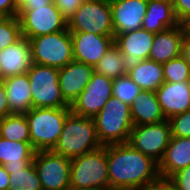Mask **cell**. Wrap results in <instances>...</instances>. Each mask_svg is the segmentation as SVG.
<instances>
[{"mask_svg":"<svg viewBox=\"0 0 190 190\" xmlns=\"http://www.w3.org/2000/svg\"><path fill=\"white\" fill-rule=\"evenodd\" d=\"M106 152L112 190H140L160 177L158 163L127 142L107 145Z\"/></svg>","mask_w":190,"mask_h":190,"instance_id":"6da1fadb","label":"cell"},{"mask_svg":"<svg viewBox=\"0 0 190 190\" xmlns=\"http://www.w3.org/2000/svg\"><path fill=\"white\" fill-rule=\"evenodd\" d=\"M102 147L93 118L68 114L54 153L74 158Z\"/></svg>","mask_w":190,"mask_h":190,"instance_id":"7a4b0ae2","label":"cell"},{"mask_svg":"<svg viewBox=\"0 0 190 190\" xmlns=\"http://www.w3.org/2000/svg\"><path fill=\"white\" fill-rule=\"evenodd\" d=\"M71 107L32 108L25 113L31 145L35 151H50L57 145Z\"/></svg>","mask_w":190,"mask_h":190,"instance_id":"3957f363","label":"cell"},{"mask_svg":"<svg viewBox=\"0 0 190 190\" xmlns=\"http://www.w3.org/2000/svg\"><path fill=\"white\" fill-rule=\"evenodd\" d=\"M93 119L102 146L128 142L134 126L130 105L111 96Z\"/></svg>","mask_w":190,"mask_h":190,"instance_id":"277c9868","label":"cell"},{"mask_svg":"<svg viewBox=\"0 0 190 190\" xmlns=\"http://www.w3.org/2000/svg\"><path fill=\"white\" fill-rule=\"evenodd\" d=\"M110 188L106 146L71 158L70 189Z\"/></svg>","mask_w":190,"mask_h":190,"instance_id":"5b68a950","label":"cell"},{"mask_svg":"<svg viewBox=\"0 0 190 190\" xmlns=\"http://www.w3.org/2000/svg\"><path fill=\"white\" fill-rule=\"evenodd\" d=\"M35 64L63 68L74 60L73 42L68 29L28 39Z\"/></svg>","mask_w":190,"mask_h":190,"instance_id":"8992f818","label":"cell"},{"mask_svg":"<svg viewBox=\"0 0 190 190\" xmlns=\"http://www.w3.org/2000/svg\"><path fill=\"white\" fill-rule=\"evenodd\" d=\"M69 32H88L115 37L109 0H84L67 20Z\"/></svg>","mask_w":190,"mask_h":190,"instance_id":"52a82bcc","label":"cell"},{"mask_svg":"<svg viewBox=\"0 0 190 190\" xmlns=\"http://www.w3.org/2000/svg\"><path fill=\"white\" fill-rule=\"evenodd\" d=\"M34 108L70 107L59 87V69L33 63L27 72Z\"/></svg>","mask_w":190,"mask_h":190,"instance_id":"ba28073f","label":"cell"},{"mask_svg":"<svg viewBox=\"0 0 190 190\" xmlns=\"http://www.w3.org/2000/svg\"><path fill=\"white\" fill-rule=\"evenodd\" d=\"M17 16L20 20L22 36L28 39L67 29V19L53 2L34 7L32 10H20Z\"/></svg>","mask_w":190,"mask_h":190,"instance_id":"9c48e42d","label":"cell"},{"mask_svg":"<svg viewBox=\"0 0 190 190\" xmlns=\"http://www.w3.org/2000/svg\"><path fill=\"white\" fill-rule=\"evenodd\" d=\"M171 137L170 123L166 119L155 124L133 126L127 143L159 164Z\"/></svg>","mask_w":190,"mask_h":190,"instance_id":"30bf717a","label":"cell"},{"mask_svg":"<svg viewBox=\"0 0 190 190\" xmlns=\"http://www.w3.org/2000/svg\"><path fill=\"white\" fill-rule=\"evenodd\" d=\"M33 163L43 190H70V158L52 150L36 151Z\"/></svg>","mask_w":190,"mask_h":190,"instance_id":"8fae6325","label":"cell"},{"mask_svg":"<svg viewBox=\"0 0 190 190\" xmlns=\"http://www.w3.org/2000/svg\"><path fill=\"white\" fill-rule=\"evenodd\" d=\"M112 83L113 79L94 72L85 89L70 106L71 111L94 118L112 96Z\"/></svg>","mask_w":190,"mask_h":190,"instance_id":"7c38bea8","label":"cell"},{"mask_svg":"<svg viewBox=\"0 0 190 190\" xmlns=\"http://www.w3.org/2000/svg\"><path fill=\"white\" fill-rule=\"evenodd\" d=\"M154 37V33L143 28L115 36L114 44L123 54V66L126 73L148 59Z\"/></svg>","mask_w":190,"mask_h":190,"instance_id":"4fadbf2b","label":"cell"},{"mask_svg":"<svg viewBox=\"0 0 190 190\" xmlns=\"http://www.w3.org/2000/svg\"><path fill=\"white\" fill-rule=\"evenodd\" d=\"M114 35L142 29L148 0H109Z\"/></svg>","mask_w":190,"mask_h":190,"instance_id":"5bb4252c","label":"cell"},{"mask_svg":"<svg viewBox=\"0 0 190 190\" xmlns=\"http://www.w3.org/2000/svg\"><path fill=\"white\" fill-rule=\"evenodd\" d=\"M73 42L74 60L95 66L114 44L111 36H102L88 32H70Z\"/></svg>","mask_w":190,"mask_h":190,"instance_id":"9a60e30c","label":"cell"},{"mask_svg":"<svg viewBox=\"0 0 190 190\" xmlns=\"http://www.w3.org/2000/svg\"><path fill=\"white\" fill-rule=\"evenodd\" d=\"M94 67L73 60L59 69V87L64 100L71 106L90 81Z\"/></svg>","mask_w":190,"mask_h":190,"instance_id":"2e32d148","label":"cell"},{"mask_svg":"<svg viewBox=\"0 0 190 190\" xmlns=\"http://www.w3.org/2000/svg\"><path fill=\"white\" fill-rule=\"evenodd\" d=\"M155 92L166 119L190 109V81L164 82Z\"/></svg>","mask_w":190,"mask_h":190,"instance_id":"e0dca14e","label":"cell"},{"mask_svg":"<svg viewBox=\"0 0 190 190\" xmlns=\"http://www.w3.org/2000/svg\"><path fill=\"white\" fill-rule=\"evenodd\" d=\"M0 65L3 70V80L10 76L27 73L33 65L28 38L22 36L15 43L2 49Z\"/></svg>","mask_w":190,"mask_h":190,"instance_id":"ac0fdd59","label":"cell"},{"mask_svg":"<svg viewBox=\"0 0 190 190\" xmlns=\"http://www.w3.org/2000/svg\"><path fill=\"white\" fill-rule=\"evenodd\" d=\"M185 30V26L179 24L176 27L156 33L148 59L164 64L181 56V44Z\"/></svg>","mask_w":190,"mask_h":190,"instance_id":"d6986e66","label":"cell"},{"mask_svg":"<svg viewBox=\"0 0 190 190\" xmlns=\"http://www.w3.org/2000/svg\"><path fill=\"white\" fill-rule=\"evenodd\" d=\"M11 114H25L32 108L31 85L28 74H19L3 80Z\"/></svg>","mask_w":190,"mask_h":190,"instance_id":"ffe728a7","label":"cell"},{"mask_svg":"<svg viewBox=\"0 0 190 190\" xmlns=\"http://www.w3.org/2000/svg\"><path fill=\"white\" fill-rule=\"evenodd\" d=\"M190 165V137H171L162 160L158 164L159 175L169 178Z\"/></svg>","mask_w":190,"mask_h":190,"instance_id":"44dd1931","label":"cell"},{"mask_svg":"<svg viewBox=\"0 0 190 190\" xmlns=\"http://www.w3.org/2000/svg\"><path fill=\"white\" fill-rule=\"evenodd\" d=\"M134 126L155 124L166 120L156 92L142 90L130 106Z\"/></svg>","mask_w":190,"mask_h":190,"instance_id":"7402d4cb","label":"cell"},{"mask_svg":"<svg viewBox=\"0 0 190 190\" xmlns=\"http://www.w3.org/2000/svg\"><path fill=\"white\" fill-rule=\"evenodd\" d=\"M178 25L172 0H148L147 12L142 21L143 29L156 34Z\"/></svg>","mask_w":190,"mask_h":190,"instance_id":"603a6c76","label":"cell"},{"mask_svg":"<svg viewBox=\"0 0 190 190\" xmlns=\"http://www.w3.org/2000/svg\"><path fill=\"white\" fill-rule=\"evenodd\" d=\"M31 142L10 141L0 137V165L6 169H24L35 155Z\"/></svg>","mask_w":190,"mask_h":190,"instance_id":"cb8c5ba5","label":"cell"},{"mask_svg":"<svg viewBox=\"0 0 190 190\" xmlns=\"http://www.w3.org/2000/svg\"><path fill=\"white\" fill-rule=\"evenodd\" d=\"M127 75L141 90L155 92L163 83V66L151 59H145L135 68L127 72Z\"/></svg>","mask_w":190,"mask_h":190,"instance_id":"d4e9b609","label":"cell"},{"mask_svg":"<svg viewBox=\"0 0 190 190\" xmlns=\"http://www.w3.org/2000/svg\"><path fill=\"white\" fill-rule=\"evenodd\" d=\"M0 137L10 141L31 142L25 114H11L0 120Z\"/></svg>","mask_w":190,"mask_h":190,"instance_id":"484cf974","label":"cell"},{"mask_svg":"<svg viewBox=\"0 0 190 190\" xmlns=\"http://www.w3.org/2000/svg\"><path fill=\"white\" fill-rule=\"evenodd\" d=\"M94 71L110 79H116L127 74L123 66V54L115 44L108 49L94 66Z\"/></svg>","mask_w":190,"mask_h":190,"instance_id":"4316f807","label":"cell"},{"mask_svg":"<svg viewBox=\"0 0 190 190\" xmlns=\"http://www.w3.org/2000/svg\"><path fill=\"white\" fill-rule=\"evenodd\" d=\"M9 173L10 190H43L34 163L24 169H6Z\"/></svg>","mask_w":190,"mask_h":190,"instance_id":"83f0119b","label":"cell"},{"mask_svg":"<svg viewBox=\"0 0 190 190\" xmlns=\"http://www.w3.org/2000/svg\"><path fill=\"white\" fill-rule=\"evenodd\" d=\"M141 91V88L127 74L113 79L112 96L130 106Z\"/></svg>","mask_w":190,"mask_h":190,"instance_id":"f1b7e54d","label":"cell"},{"mask_svg":"<svg viewBox=\"0 0 190 190\" xmlns=\"http://www.w3.org/2000/svg\"><path fill=\"white\" fill-rule=\"evenodd\" d=\"M22 37L18 16H0V51Z\"/></svg>","mask_w":190,"mask_h":190,"instance_id":"f546056e","label":"cell"},{"mask_svg":"<svg viewBox=\"0 0 190 190\" xmlns=\"http://www.w3.org/2000/svg\"><path fill=\"white\" fill-rule=\"evenodd\" d=\"M164 82L190 81V66L181 57H177L162 64Z\"/></svg>","mask_w":190,"mask_h":190,"instance_id":"4dcf8cb0","label":"cell"},{"mask_svg":"<svg viewBox=\"0 0 190 190\" xmlns=\"http://www.w3.org/2000/svg\"><path fill=\"white\" fill-rule=\"evenodd\" d=\"M171 135L174 137H190V109L168 119Z\"/></svg>","mask_w":190,"mask_h":190,"instance_id":"1f68e13d","label":"cell"},{"mask_svg":"<svg viewBox=\"0 0 190 190\" xmlns=\"http://www.w3.org/2000/svg\"><path fill=\"white\" fill-rule=\"evenodd\" d=\"M174 14L179 24L190 20V0H172Z\"/></svg>","mask_w":190,"mask_h":190,"instance_id":"d6a6232c","label":"cell"},{"mask_svg":"<svg viewBox=\"0 0 190 190\" xmlns=\"http://www.w3.org/2000/svg\"><path fill=\"white\" fill-rule=\"evenodd\" d=\"M84 0H53V4L68 20L82 5Z\"/></svg>","mask_w":190,"mask_h":190,"instance_id":"836d02e7","label":"cell"},{"mask_svg":"<svg viewBox=\"0 0 190 190\" xmlns=\"http://www.w3.org/2000/svg\"><path fill=\"white\" fill-rule=\"evenodd\" d=\"M178 190H190V165L169 177Z\"/></svg>","mask_w":190,"mask_h":190,"instance_id":"e575fe53","label":"cell"},{"mask_svg":"<svg viewBox=\"0 0 190 190\" xmlns=\"http://www.w3.org/2000/svg\"><path fill=\"white\" fill-rule=\"evenodd\" d=\"M53 0H13L14 10L18 13L20 10H32L34 7L51 4Z\"/></svg>","mask_w":190,"mask_h":190,"instance_id":"d590c367","label":"cell"},{"mask_svg":"<svg viewBox=\"0 0 190 190\" xmlns=\"http://www.w3.org/2000/svg\"><path fill=\"white\" fill-rule=\"evenodd\" d=\"M140 190H178L169 178L159 177L155 182L149 183Z\"/></svg>","mask_w":190,"mask_h":190,"instance_id":"8d00e7d4","label":"cell"},{"mask_svg":"<svg viewBox=\"0 0 190 190\" xmlns=\"http://www.w3.org/2000/svg\"><path fill=\"white\" fill-rule=\"evenodd\" d=\"M11 115L3 81H0V120Z\"/></svg>","mask_w":190,"mask_h":190,"instance_id":"74e56055","label":"cell"},{"mask_svg":"<svg viewBox=\"0 0 190 190\" xmlns=\"http://www.w3.org/2000/svg\"><path fill=\"white\" fill-rule=\"evenodd\" d=\"M0 16L16 17L13 0H0Z\"/></svg>","mask_w":190,"mask_h":190,"instance_id":"f35d334b","label":"cell"},{"mask_svg":"<svg viewBox=\"0 0 190 190\" xmlns=\"http://www.w3.org/2000/svg\"><path fill=\"white\" fill-rule=\"evenodd\" d=\"M181 57L190 66V33L185 30L181 44Z\"/></svg>","mask_w":190,"mask_h":190,"instance_id":"ab89813d","label":"cell"},{"mask_svg":"<svg viewBox=\"0 0 190 190\" xmlns=\"http://www.w3.org/2000/svg\"><path fill=\"white\" fill-rule=\"evenodd\" d=\"M9 173L4 165H0V190H10Z\"/></svg>","mask_w":190,"mask_h":190,"instance_id":"60d3db41","label":"cell"},{"mask_svg":"<svg viewBox=\"0 0 190 190\" xmlns=\"http://www.w3.org/2000/svg\"><path fill=\"white\" fill-rule=\"evenodd\" d=\"M186 31L190 33V20H188L185 24H184Z\"/></svg>","mask_w":190,"mask_h":190,"instance_id":"b9f144b4","label":"cell"},{"mask_svg":"<svg viewBox=\"0 0 190 190\" xmlns=\"http://www.w3.org/2000/svg\"><path fill=\"white\" fill-rule=\"evenodd\" d=\"M70 190H78V189H70ZM85 190H112L110 188H94V189H85Z\"/></svg>","mask_w":190,"mask_h":190,"instance_id":"7bdbcfd3","label":"cell"},{"mask_svg":"<svg viewBox=\"0 0 190 190\" xmlns=\"http://www.w3.org/2000/svg\"><path fill=\"white\" fill-rule=\"evenodd\" d=\"M0 81H3V70L1 65H0Z\"/></svg>","mask_w":190,"mask_h":190,"instance_id":"ee69618b","label":"cell"}]
</instances>
